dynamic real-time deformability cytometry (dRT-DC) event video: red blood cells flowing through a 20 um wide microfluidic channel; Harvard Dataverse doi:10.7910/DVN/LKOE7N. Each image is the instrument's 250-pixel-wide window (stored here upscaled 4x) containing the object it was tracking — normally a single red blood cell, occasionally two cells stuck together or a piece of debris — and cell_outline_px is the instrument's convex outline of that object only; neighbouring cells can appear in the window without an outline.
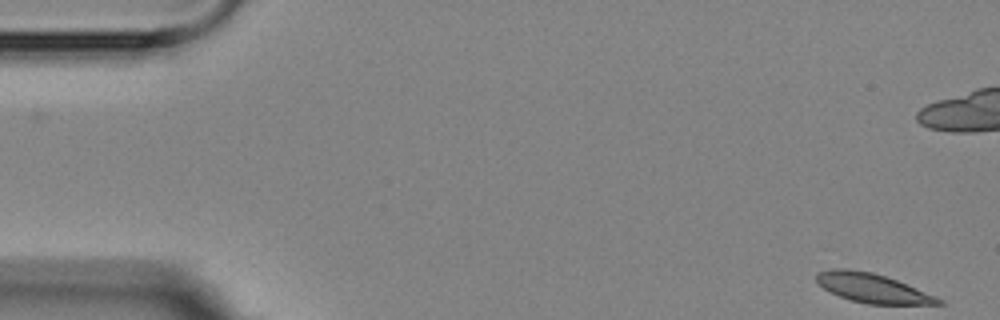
{"species": "Egyptian fruit bat (a non-hibernating species)", "species_latin": "Rousettus aegyptiacus", "temperature_condition": "room temperature", "stored_images_in_passage": 13, "camera_frame_rate_fps": 3000, "um_per_image_px": 0.085, "animal": {"sex": "female"}, "frame": {"image": 1, "passage_image": 1, "time_ms": 0.0, "image_size_px": [1000, 320], "cell_outline_px": [[944, 304], [868, 304], [852, 300], [840, 296], [816, 284], [816, 276], [820, 272], [832, 268], [844, 268], [872, 272], [896, 280], [936, 296], [944, 300]], "centroid_in_image_um": [74.16, 24.49], "position_along_channel_um": 10.8, "area_um2": 20.46}}
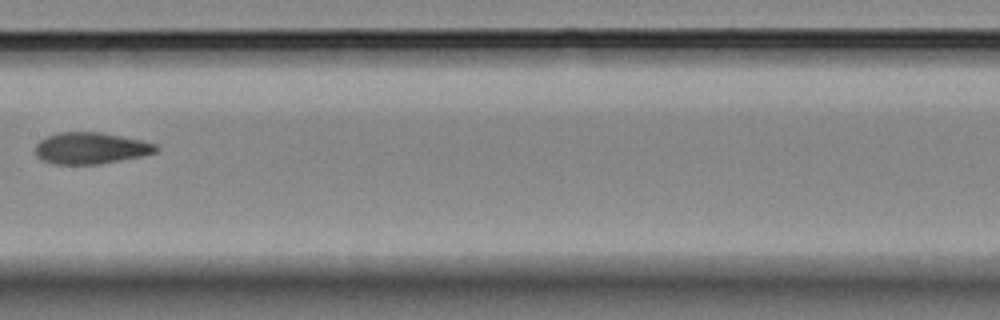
{"frame": {"image": 2, "passage_image": 10, "time_ms": 10.667, "image_size_px": [1000, 320], "cell_outline_px": [[160, 148], [156, 152], [144, 156], [100, 164], [52, 164], [40, 160], [36, 156], [36, 144], [40, 140], [48, 136], [60, 132], [100, 132], [144, 140], [156, 144]], "centroid_in_image_um": [7.74, 12.6], "position_along_channel_um": 199.7, "area_um2": 22.43}}
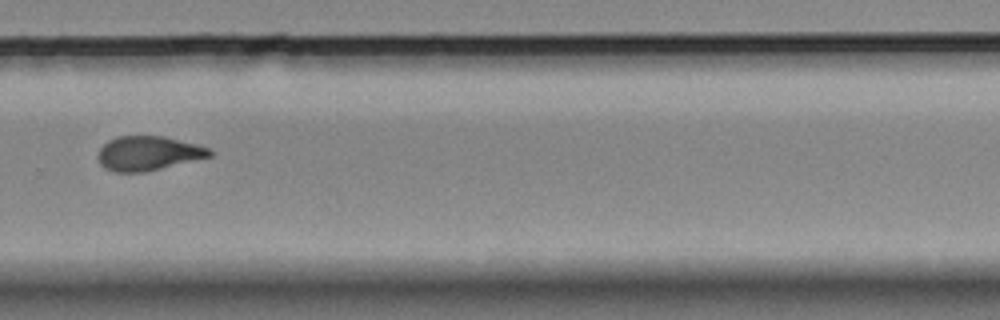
{"frame": {"image": 3, "passage_image": 13, "time_ms": 14.0, "image_size_px": [1000, 320], "cell_outline_px": [[212, 156], [144, 172], [116, 172], [104, 168], [100, 164], [96, 156], [100, 148], [108, 140], [116, 136], [164, 136], [212, 148]], "centroid_in_image_um": [12.58, 13.02], "position_along_channel_um": 317.2, "area_um2": 22.43}}